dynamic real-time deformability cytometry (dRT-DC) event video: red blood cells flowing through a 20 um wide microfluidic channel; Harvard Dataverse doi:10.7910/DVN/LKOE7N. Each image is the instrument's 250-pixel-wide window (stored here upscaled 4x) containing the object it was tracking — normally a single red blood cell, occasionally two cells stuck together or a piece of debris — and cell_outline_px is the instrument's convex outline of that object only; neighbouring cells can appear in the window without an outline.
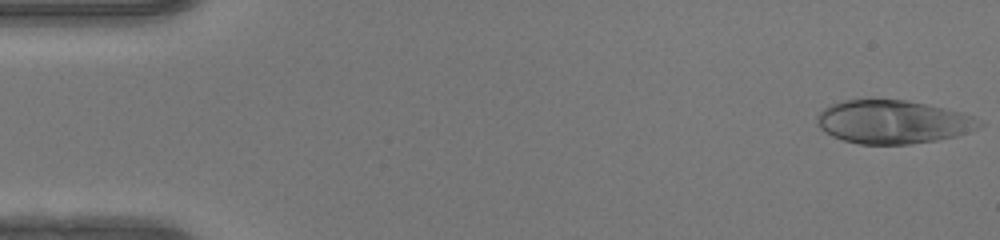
{"species": "human", "species_latin": "Homo sapiens", "temperature_condition": "warm", "stored_images_in_passage": 48, "camera_frame_rate_fps": 3000, "um_per_image_px": 0.085, "donor": {"sex": "female"}, "frame": {"image": 1, "passage_image": 1, "time_ms": 0.0, "image_size_px": [1000, 240], "cell_outline_px": [[984, 124], [976, 128], [956, 136], [936, 140], [908, 144], [860, 144], [844, 140], [832, 136], [824, 132], [816, 124], [816, 116], [824, 108], [832, 104], [844, 100], [908, 100], [960, 112], [972, 116]], "centroid_in_image_um": [75.85, 10.37], "position_along_channel_um": 9.2, "area_um2": 40.69}}
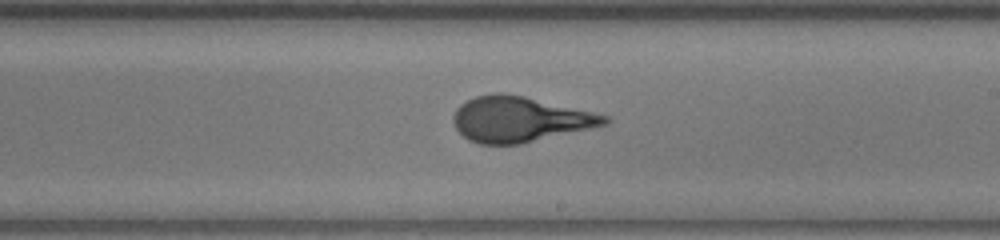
{"frame": {"image": 2, "passage_image": 28, "time_ms": 9.0, "image_size_px": [1000, 240], "cell_outline_px": [[612, 120], [608, 124], [520, 144], [480, 144], [468, 140], [456, 128], [452, 120], [452, 116], [456, 108], [460, 104], [476, 96], [496, 92], [504, 92], [524, 96], [612, 116]], "centroid_in_image_um": [44.18, 10.13], "position_along_channel_um": 244.8, "area_um2": 40.11}}
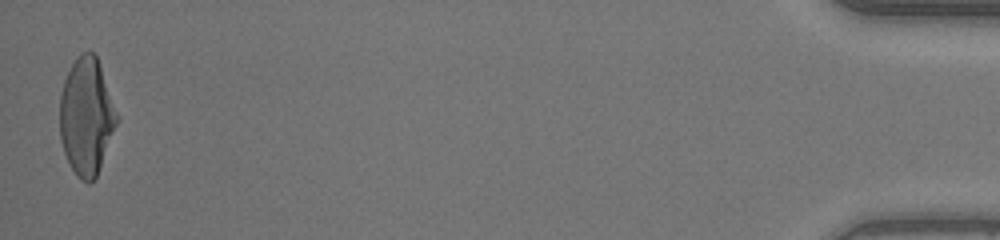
{"frame": {"image": 3, "passage_image": 48, "time_ms": 15.667, "image_size_px": [1000, 240], "cell_outline_px": [[120, 120], [96, 176], [88, 184], [80, 180], [76, 176], [64, 152], [60, 140], [60, 96], [64, 80], [72, 64], [80, 52], [92, 52], [96, 56]], "centroid_in_image_um": [7.35, 9.93], "position_along_channel_um": 427.8, "area_um2": 38.78}, "authors_computed_cell_mechanics": {"area_um2": 39.5352, "velocity_mm_per_s": 4.2305, "shape_relaxation_time_tau1_ms": 10.1549, "shape_relaxation_time_tau2_ms": null, "deformation_change_tau1": 0.3928, "deformation_change_tau2": null}}